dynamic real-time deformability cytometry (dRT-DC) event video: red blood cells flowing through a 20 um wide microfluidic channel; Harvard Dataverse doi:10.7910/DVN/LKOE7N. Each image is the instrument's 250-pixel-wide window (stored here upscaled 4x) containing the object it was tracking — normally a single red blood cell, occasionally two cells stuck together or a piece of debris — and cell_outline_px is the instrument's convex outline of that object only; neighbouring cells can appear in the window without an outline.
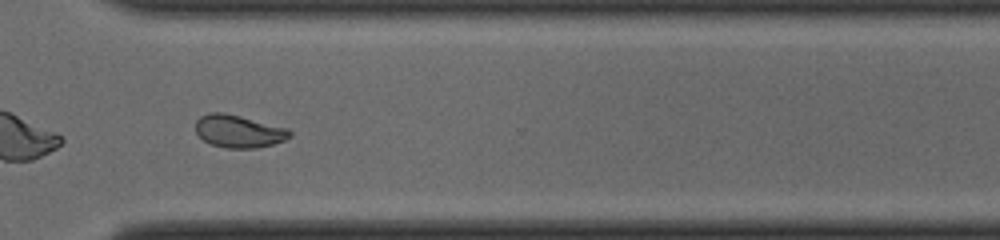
{"species": "common noctule bat (a hibernating species)", "species_latin": "Nyctalus noctula", "temperature_condition": "cold", "stored_images_in_passage": 49, "camera_frame_rate_fps": 3000, "um_per_image_px": 0.085, "animal": {"sex": "male", "body_mass_g": 19.0, "forearm_length_mm": 50.8}, "frame": {"image": 1, "passage_image": 35, "time_ms": 11.333, "image_size_px": [1000, 240], "cell_outline_px": [[292, 136], [284, 140], [272, 144], [256, 148], [224, 148], [212, 144], [204, 140], [196, 132], [196, 120], [200, 116], [208, 112], [224, 112], [288, 128], [292, 132]], "centroid_in_image_um": [20.29, 11.15], "position_along_channel_um": 350.3, "area_um2": 17.92}, "authors_computed_cell_mechanics": {"area_um2": 18.6694, "velocity_mm_per_s": 3.9836, "shape_relaxation_time_tau1_ms": null, "shape_relaxation_time_tau2_ms": 2.5592, "deformation_change_tau1": null, "deformation_change_tau2": 0.0726}}